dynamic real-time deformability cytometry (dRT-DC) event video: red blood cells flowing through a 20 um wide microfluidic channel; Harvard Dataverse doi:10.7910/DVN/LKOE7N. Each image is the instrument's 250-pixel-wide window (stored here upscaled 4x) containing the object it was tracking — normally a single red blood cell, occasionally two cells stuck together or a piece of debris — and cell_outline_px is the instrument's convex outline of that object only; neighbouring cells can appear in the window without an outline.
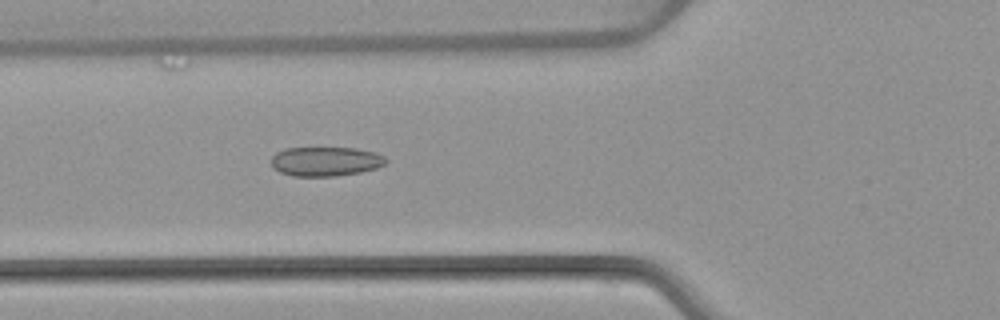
{"species": "common noctule bat (a hibernating species)", "species_latin": "Nyctalus noctula", "temperature_condition": "warm", "stored_images_in_passage": 53, "camera_frame_rate_fps": 3000, "um_per_image_px": 0.085, "animal": {"sex": "female", "body_mass_g": 22.7, "forearm_length_mm": 54.2}, "frame": {"image": 1, "passage_image": 20, "time_ms": 6.333, "image_size_px": [1000, 320], "cell_outline_px": [[388, 160], [384, 164], [376, 168], [360, 172], [336, 176], [292, 176], [280, 172], [272, 168], [272, 156], [276, 152], [284, 148], [356, 148], [376, 152], [384, 156]], "centroid_in_image_um": [27.67, 13.72], "position_along_channel_um": 98.1, "area_um2": 19.71}}
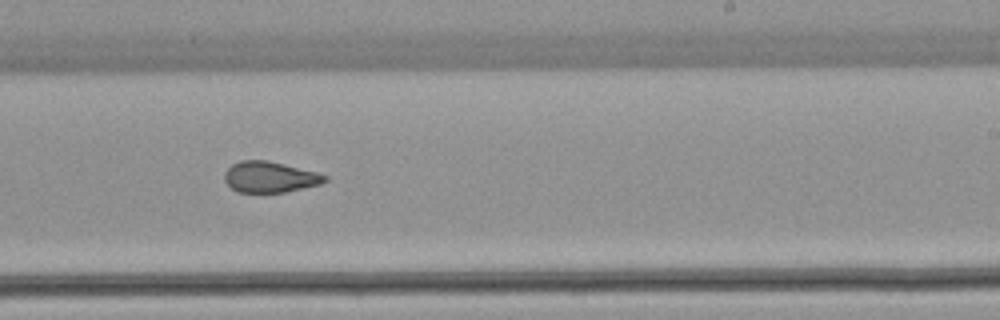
{"frame": {"image": 2, "passage_image": 33, "time_ms": 10.667, "image_size_px": [1000, 320], "cell_outline_px": [[328, 180], [320, 184], [284, 192], [236, 192], [224, 180], [224, 172], [232, 164], [240, 160], [268, 160], [316, 172], [328, 176]], "centroid_in_image_um": [22.92, 15.04], "position_along_channel_um": 266.1, "area_um2": 18.03}}
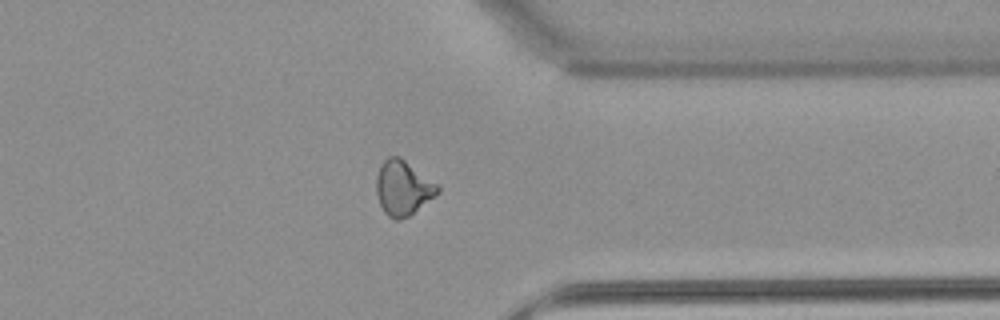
{"frame": {"image": 3, "passage_image": 42, "time_ms": 13.667, "image_size_px": [1000, 320], "cell_outline_px": [[440, 192], [436, 196], [408, 216], [400, 220], [392, 220], [384, 212], [380, 204], [376, 192], [376, 176], [380, 164], [388, 156], [400, 156], [436, 184], [440, 188]], "centroid_in_image_um": [34.23, 15.98], "position_along_channel_um": 377.2, "area_um2": 19.54}, "authors_computed_cell_mechanics": {"area_um2": 19.5364, "velocity_mm_per_s": 3.8811, "shape_relaxation_time_tau1_ms": null, "shape_relaxation_time_tau2_ms": 2.0868, "deformation_change_tau1": null, "deformation_change_tau2": 0.0859}}